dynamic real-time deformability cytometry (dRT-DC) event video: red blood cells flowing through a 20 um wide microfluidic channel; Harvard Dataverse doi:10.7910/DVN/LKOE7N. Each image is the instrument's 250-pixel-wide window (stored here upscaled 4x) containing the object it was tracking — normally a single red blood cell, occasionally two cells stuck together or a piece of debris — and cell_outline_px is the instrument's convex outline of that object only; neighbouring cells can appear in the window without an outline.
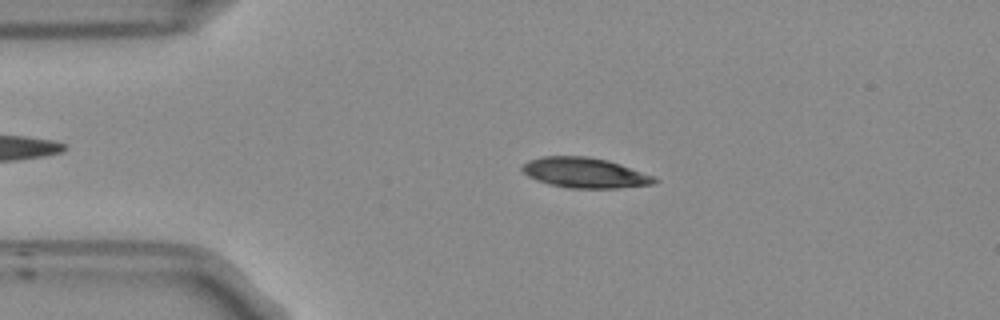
{"species": "Egyptian fruit bat (a non-hibernating species)", "species_latin": "Rousettus aegyptiacus", "temperature_condition": "room temperature", "stored_images_in_passage": 51, "camera_frame_rate_fps": 3000, "um_per_image_px": 0.085, "frame": {"image": 1, "passage_image": 9, "time_ms": 2.667, "image_size_px": [1000, 320], "cell_outline_px": [[660, 180], [652, 184], [616, 188], [568, 188], [548, 184], [536, 180], [528, 176], [520, 168], [528, 160], [544, 156], [588, 156], [608, 160], [656, 176]], "centroid_in_image_um": [49.72, 14.68], "position_along_channel_um": 35.3, "area_um2": 23.41}}
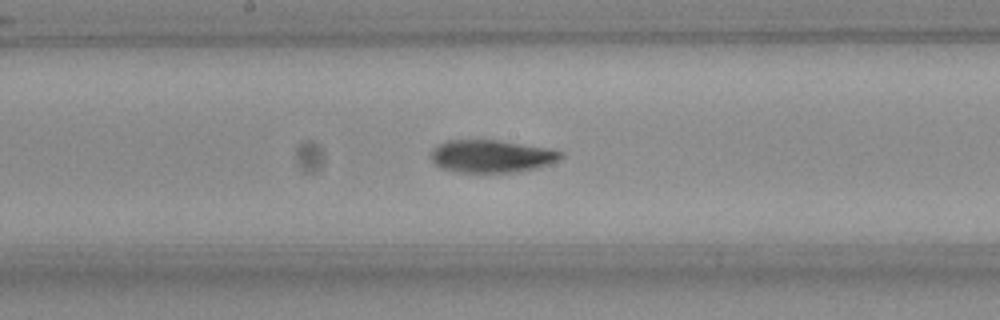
{"frame": {"image": 2, "passage_image": 25, "time_ms": 8.0, "image_size_px": [1000, 320], "cell_outline_px": [[564, 156], [556, 160], [536, 168], [520, 172], [456, 172], [440, 168], [432, 160], [432, 148], [448, 140], [500, 140], [544, 148], [560, 152]], "centroid_in_image_um": [41.72, 13.28], "position_along_channel_um": 206.5, "area_um2": 24.33}}
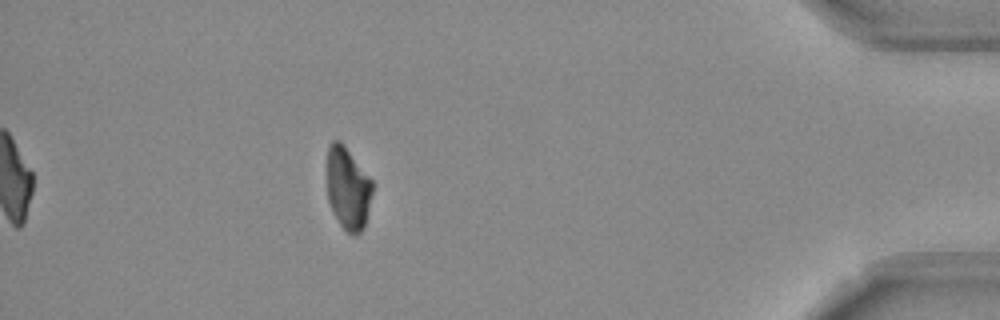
{"frame": {"image": 3, "passage_image": 45, "time_ms": 14.667, "image_size_px": [1000, 320], "cell_outline_px": [[372, 192], [364, 228], [356, 236], [348, 232], [340, 224], [328, 200], [328, 148], [332, 140], [340, 140], [372, 180]], "centroid_in_image_um": [29.58, 16.01], "position_along_channel_um": 405.6, "area_um2": 21.39}, "authors_computed_cell_mechanics": {"area_um2": 23.987, "velocity_mm_per_s": 3.7979, "shape_relaxation_time_tau1_ms": 5.8387, "shape_relaxation_time_tau2_ms": 7.8069, "deformation_change_tau1": 0.1781, "deformation_change_tau2": 0.1193}}